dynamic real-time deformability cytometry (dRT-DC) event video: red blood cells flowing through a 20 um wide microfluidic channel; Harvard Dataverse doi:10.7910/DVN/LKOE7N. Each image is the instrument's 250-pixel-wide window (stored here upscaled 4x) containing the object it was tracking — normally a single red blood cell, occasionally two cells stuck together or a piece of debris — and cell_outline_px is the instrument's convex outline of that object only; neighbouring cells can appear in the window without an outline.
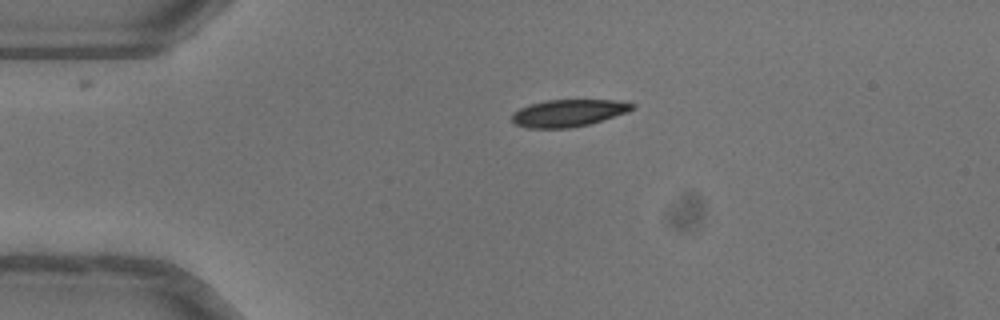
{"species": "common noctule bat (a hibernating species)", "species_latin": "Nyctalus noctula", "temperature_condition": "warm", "stored_images_in_passage": 36, "camera_frame_rate_fps": 3000, "um_per_image_px": 0.085, "animal": {"sex": "female"}, "frame": {"image": 1, "passage_image": 2, "time_ms": 0.333, "image_size_px": [1000, 320], "cell_outline_px": [[636, 108], [628, 112], [588, 124], [572, 128], [528, 128], [516, 124], [512, 120], [512, 112], [520, 108], [544, 100], [628, 100], [636, 104]], "centroid_in_image_um": [48.37, 9.59], "position_along_channel_um": 36.6, "area_um2": 19.19}}
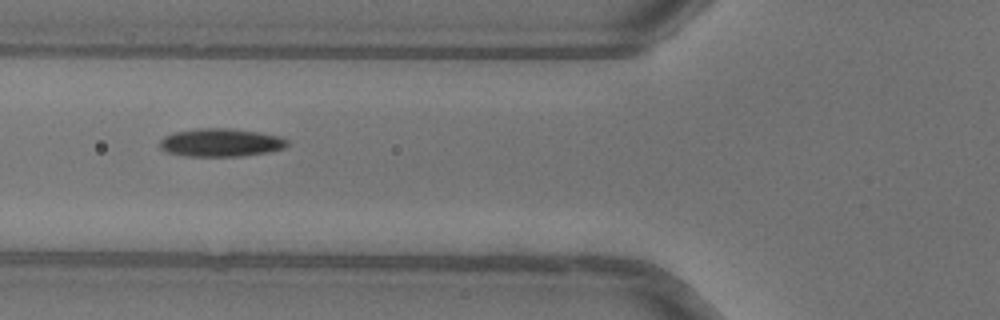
{"frame": {"image": 2, "passage_image": 10, "time_ms": 3.0, "image_size_px": [1000, 320], "cell_outline_px": [[288, 144], [284, 148], [268, 152], [240, 156], [188, 156], [168, 152], [160, 148], [160, 140], [164, 136], [172, 132], [196, 128], [232, 128], [280, 136], [288, 140]], "centroid_in_image_um": [18.75, 12.11], "position_along_channel_um": 107.0, "area_um2": 20.92}}
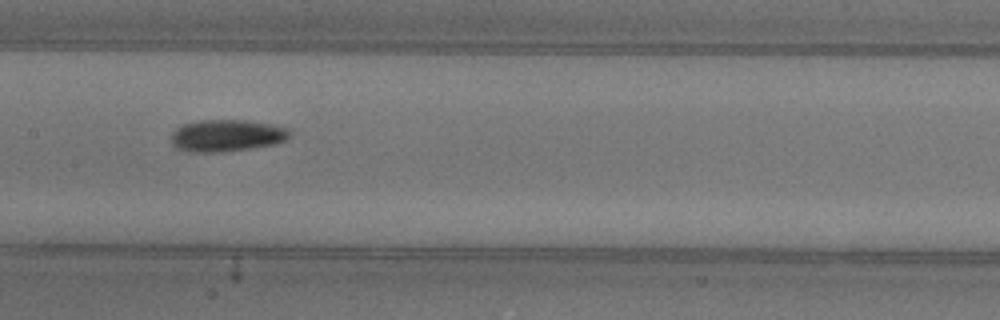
{"frame": {"image": 3, "passage_image": 16, "time_ms": 5.0, "image_size_px": [1000, 320], "cell_outline_px": [[292, 136], [284, 140], [272, 144], [252, 148], [220, 152], [188, 152], [176, 148], [172, 144], [172, 132], [176, 128], [184, 124], [200, 120], [248, 120], [276, 124], [292, 128]], "centroid_in_image_um": [19.33, 11.51], "position_along_channel_um": 188.1, "area_um2": 22.43}, "authors_computed_cell_mechanics": {"area_um2": 20.1722, "velocity_mm_per_s": 4.0333, "shape_relaxation_time_tau1_ms": 2.7299, "shape_relaxation_time_tau2_ms": 4.5449, "deformation_change_tau1": 0.1256, "deformation_change_tau2": 0.0894}}